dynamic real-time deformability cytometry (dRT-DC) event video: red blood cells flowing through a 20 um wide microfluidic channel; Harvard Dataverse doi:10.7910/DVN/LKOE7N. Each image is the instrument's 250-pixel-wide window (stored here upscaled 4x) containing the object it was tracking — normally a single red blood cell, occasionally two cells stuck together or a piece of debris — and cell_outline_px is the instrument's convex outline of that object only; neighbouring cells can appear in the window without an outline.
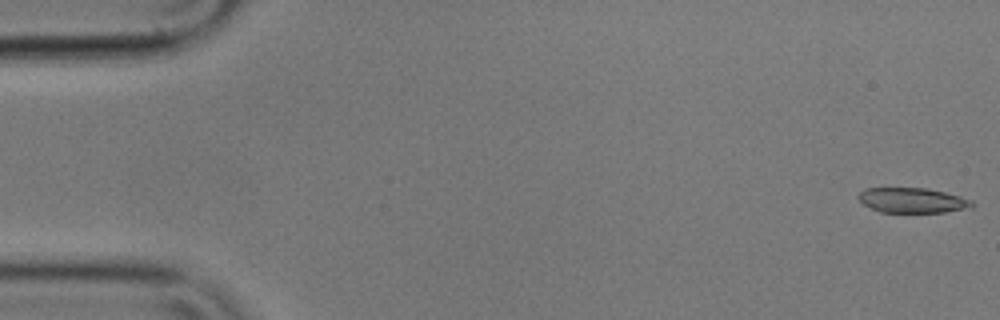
{"species": "common noctule bat (a hibernating species)", "species_latin": "Nyctalus noctula", "temperature_condition": "cold", "stored_images_in_passage": 12, "camera_frame_rate_fps": 3000, "um_per_image_px": 0.085, "animal": {"sex": "male", "body_mass_g": 17.9}, "frame": {"image": 1, "passage_image": 1, "time_ms": 0.0, "image_size_px": [1000, 320], "cell_outline_px": [[976, 204], [972, 208], [944, 212], [880, 212], [864, 204], [856, 196], [864, 188], [928, 188], [960, 196], [972, 200]], "centroid_in_image_um": [77.59, 17.02], "position_along_channel_um": 7.4, "area_um2": 16.65}}